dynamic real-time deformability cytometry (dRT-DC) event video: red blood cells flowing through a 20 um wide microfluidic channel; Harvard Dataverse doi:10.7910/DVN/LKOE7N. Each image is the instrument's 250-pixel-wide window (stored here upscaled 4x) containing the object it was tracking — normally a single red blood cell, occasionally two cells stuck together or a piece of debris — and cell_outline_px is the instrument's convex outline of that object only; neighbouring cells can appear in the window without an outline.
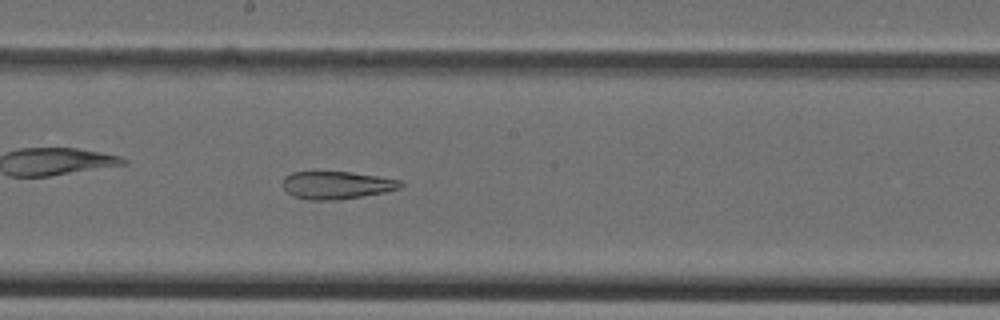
{"species": "Egyptian fruit bat (a non-hibernating species)", "species_latin": "Rousettus aegyptiacus", "temperature_condition": "cold", "stored_images_in_passage": 41, "camera_frame_rate_fps": 3000, "um_per_image_px": 0.085, "animal": {"sex": "female"}, "frame": {"image": 1, "passage_image": 20, "time_ms": 6.333, "image_size_px": [1000, 320], "cell_outline_px": [[404, 184], [400, 188], [384, 192], [336, 200], [308, 200], [292, 196], [284, 188], [284, 176], [292, 172], [352, 172], [404, 180]], "centroid_in_image_um": [28.64, 15.73], "position_along_channel_um": 219.6, "area_um2": 19.02}}
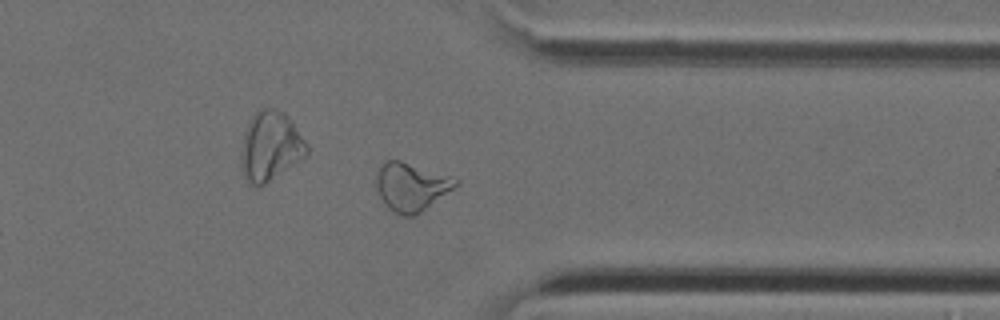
{"frame": {"image": 2, "passage_image": 31, "time_ms": 10.0, "image_size_px": [1000, 320], "cell_outline_px": [[460, 184], [420, 212], [412, 216], [404, 216], [388, 208], [384, 204], [376, 188], [376, 176], [380, 164], [384, 160], [400, 160], [452, 176], [460, 180]], "centroid_in_image_um": [34.95, 15.85], "position_along_channel_um": 376.4, "area_um2": 22.37}}
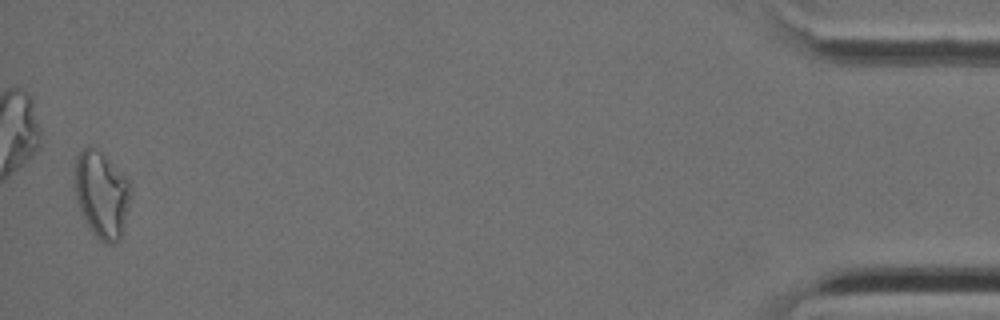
{"frame": {"image": 3, "passage_image": 40, "time_ms": 13.0, "image_size_px": [1000, 320], "cell_outline_px": [[128, 200], [124, 228], [120, 240], [116, 244], [104, 244], [92, 232], [80, 208], [76, 196], [76, 156], [84, 148], [92, 148], [100, 152], [104, 156], [128, 184]], "centroid_in_image_um": [8.61, 16.62], "position_along_channel_um": 426.6, "area_um2": 26.7}}